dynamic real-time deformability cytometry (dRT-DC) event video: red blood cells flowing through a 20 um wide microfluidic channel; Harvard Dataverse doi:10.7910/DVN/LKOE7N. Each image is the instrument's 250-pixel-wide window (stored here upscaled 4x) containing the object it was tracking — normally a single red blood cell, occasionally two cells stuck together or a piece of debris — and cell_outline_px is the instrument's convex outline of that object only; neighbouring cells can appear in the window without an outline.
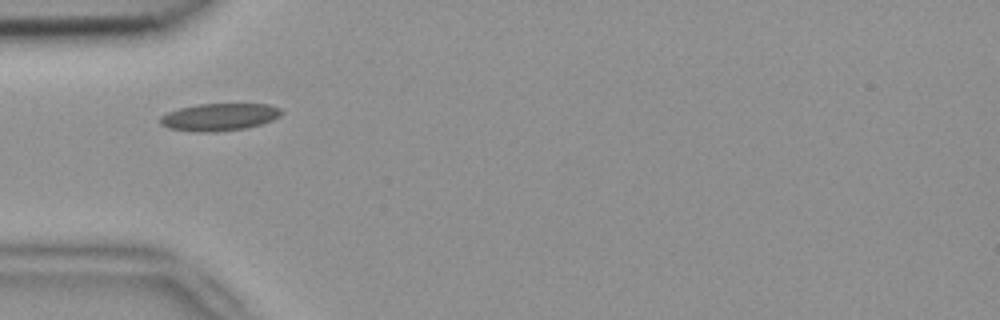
{"species": "common noctule bat (a hibernating species)", "species_latin": "Nyctalus noctula", "temperature_condition": "room temperature", "stored_images_in_passage": 3, "camera_frame_rate_fps": 3000, "um_per_image_px": 0.085, "animal": {"sex": "female", "body_mass_g": 18.4}, "frame": {"image": 1, "passage_image": 1, "time_ms": 0.0, "image_size_px": [1000, 320], "cell_outline_px": [[284, 112], [280, 116], [272, 120], [260, 124], [244, 128], [212, 132], [196, 132], [168, 128], [160, 124], [160, 116], [168, 112], [180, 108], [196, 104], [268, 104], [280, 108]], "centroid_in_image_um": [18.63, 9.94], "position_along_channel_um": 66.4, "area_um2": 19.31}}